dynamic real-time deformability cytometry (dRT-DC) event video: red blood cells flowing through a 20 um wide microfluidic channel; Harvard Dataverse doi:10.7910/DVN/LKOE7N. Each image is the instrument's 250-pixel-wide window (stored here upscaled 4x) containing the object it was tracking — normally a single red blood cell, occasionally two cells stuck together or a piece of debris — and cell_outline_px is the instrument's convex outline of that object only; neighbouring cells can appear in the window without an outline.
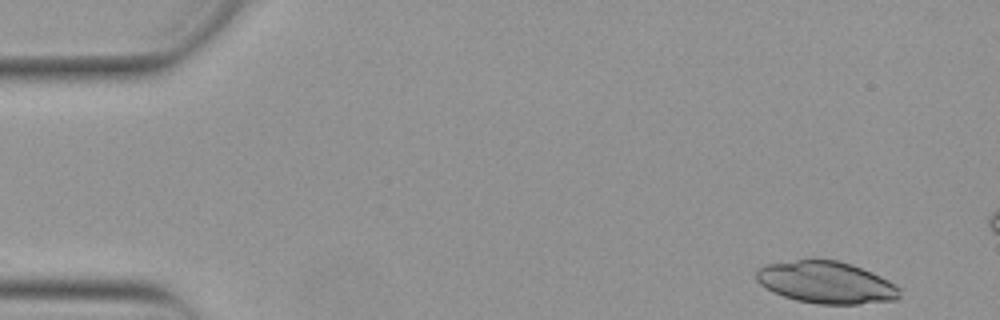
{"species": "Egyptian fruit bat (a non-hibernating species)", "species_latin": "Rousettus aegyptiacus", "temperature_condition": "warm", "stored_images_in_passage": 14, "camera_frame_rate_fps": 3000, "um_per_image_px": 0.085, "animal": {"sex": "female"}, "frame": {"image": 1, "passage_image": 1, "time_ms": 0.0, "image_size_px": [1000, 320], "cell_outline_px": [[900, 296], [896, 300], [860, 304], [816, 304], [796, 300], [772, 292], [764, 288], [756, 280], [756, 268], [764, 264], [796, 260], [836, 260], [852, 264], [872, 272], [888, 280], [900, 288]], "centroid_in_image_um": [70.2, 24.01], "position_along_channel_um": 14.8, "area_um2": 35.32}}